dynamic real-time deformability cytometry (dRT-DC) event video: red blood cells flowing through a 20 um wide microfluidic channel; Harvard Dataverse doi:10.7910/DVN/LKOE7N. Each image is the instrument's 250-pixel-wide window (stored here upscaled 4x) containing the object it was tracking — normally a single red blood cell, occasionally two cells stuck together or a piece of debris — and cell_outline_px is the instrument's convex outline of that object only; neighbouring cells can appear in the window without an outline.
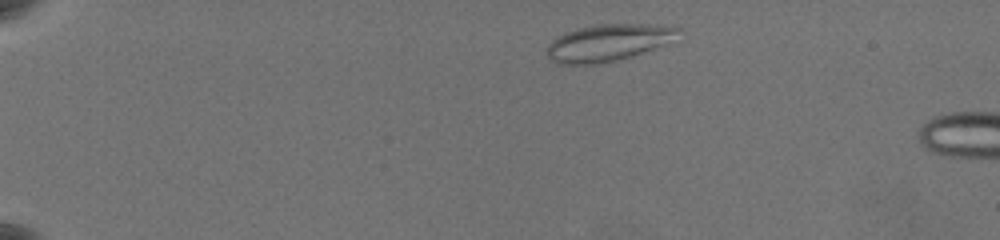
{"species": "common noctule bat (a hibernating species)", "species_latin": "Nyctalus noctula", "temperature_condition": "warm", "stored_images_in_passage": 41, "camera_frame_rate_fps": 3000, "um_per_image_px": 0.085, "animal": {"sex": "female", "body_mass_g": 19.5, "forearm_length_mm": 54.1}, "frame": {"image": 1, "passage_image": 5, "time_ms": 1.333, "image_size_px": [1000, 240], "cell_outline_px": [[680, 28], [664, 44], [632, 56], [616, 60], [596, 64], [556, 64], [544, 52], [548, 44], [552, 40], [568, 32], [580, 28], [596, 24], [648, 24]], "centroid_in_image_um": [51.57, 3.64], "position_along_channel_um": 33.4, "area_um2": 27.51}}
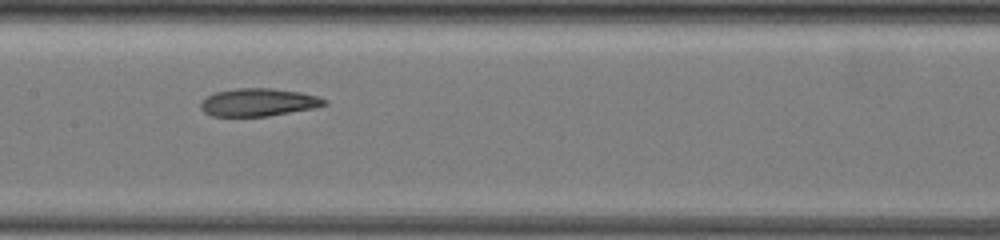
{"frame": {"image": 2, "passage_image": 27, "time_ms": 8.333, "image_size_px": [1000, 240], "cell_outline_px": [[328, 104], [316, 108], [268, 116], [212, 116], [204, 112], [200, 108], [200, 104], [208, 96], [216, 92], [236, 88], [272, 88], [300, 92], [316, 96], [328, 100]], "centroid_in_image_um": [22.0, 8.7], "position_along_channel_um": 185.4, "area_um2": 20.06}}
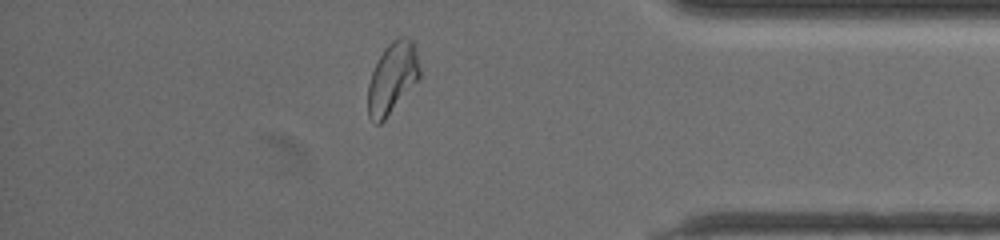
{"frame": {"image": 3, "passage_image": 38, "time_ms": 15.0, "image_size_px": [1000, 240], "cell_outline_px": [[420, 76], [384, 120], [380, 124], [376, 124], [368, 116], [368, 84], [372, 72], [384, 48], [392, 40], [400, 36], [404, 36], [412, 40], [416, 52], [420, 68]], "centroid_in_image_um": [33.33, 6.61], "position_along_channel_um": 401.9, "area_um2": 21.04}, "authors_computed_cell_mechanics": {"area_um2": 21.7906, "velocity_mm_per_s": 3.553, "shape_relaxation_time_tau1_ms": 8.6878, "shape_relaxation_time_tau2_ms": 3.009, "deformation_change_tau1": 0.245, "deformation_change_tau2": 0.1067}}